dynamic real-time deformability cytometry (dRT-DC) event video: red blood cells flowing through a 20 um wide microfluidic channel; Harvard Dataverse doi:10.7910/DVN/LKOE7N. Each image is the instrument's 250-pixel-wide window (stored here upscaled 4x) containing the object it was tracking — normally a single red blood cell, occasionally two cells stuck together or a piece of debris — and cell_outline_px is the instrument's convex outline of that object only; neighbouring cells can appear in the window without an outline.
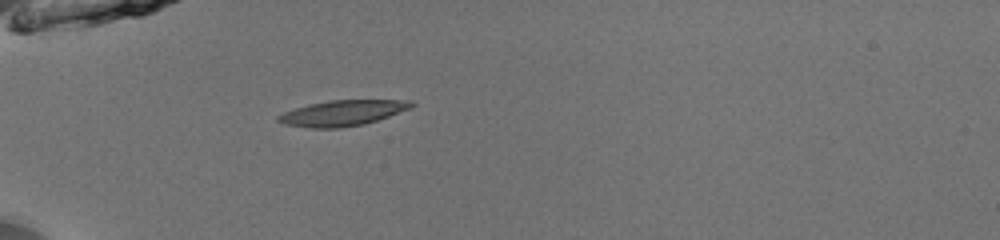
{"species": "common noctule bat (a hibernating species)", "species_latin": "Nyctalus noctula", "temperature_condition": "room temperature", "stored_images_in_passage": 35, "camera_frame_rate_fps": 3000, "um_per_image_px": 0.085, "animal": {"sex": "male", "body_mass_g": 13.0, "forearm_length_mm": 53.1}, "frame": {"image": 1, "passage_image": 1, "time_ms": 0.0, "image_size_px": [1000, 240], "cell_outline_px": [[416, 104], [412, 108], [364, 124], [340, 128], [312, 128], [284, 124], [276, 120], [276, 116], [284, 112], [308, 104], [328, 100], [412, 100]], "centroid_in_image_um": [29.12, 9.6], "position_along_channel_um": 55.9, "area_um2": 19.88}}
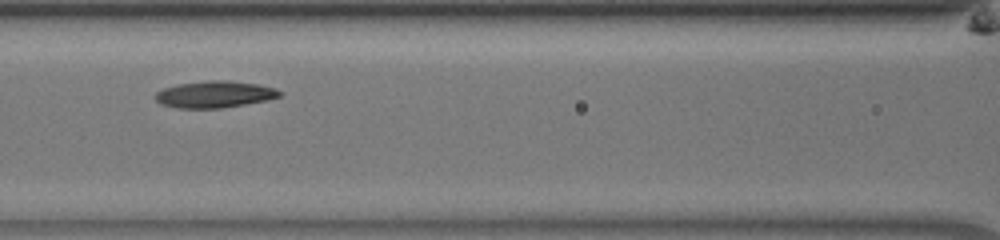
{"frame": {"image": 2, "passage_image": 9, "time_ms": 2.667, "image_size_px": [1000, 240], "cell_outline_px": [[284, 92], [280, 96], [268, 100], [220, 108], [176, 108], [160, 104], [156, 100], [156, 92], [164, 88], [180, 84], [212, 80], [228, 80], [256, 84], [276, 88]], "centroid_in_image_um": [18.27, 8.02], "position_along_channel_um": 148.3, "area_um2": 19.25}}
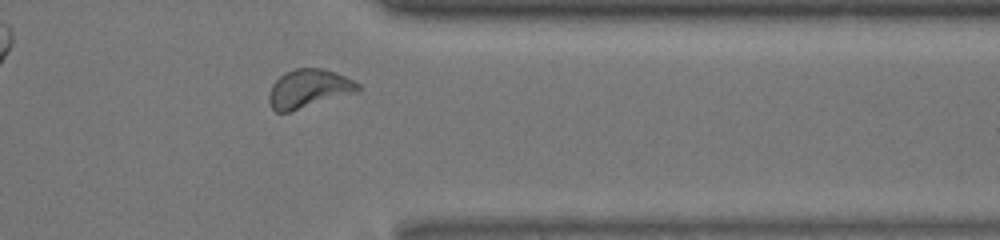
{"frame": {"image": 3, "passage_image": 27, "time_ms": 8.667, "image_size_px": [1000, 240], "cell_outline_px": [[360, 92], [288, 112], [276, 112], [272, 108], [268, 100], [268, 96], [272, 84], [280, 76], [296, 68], [324, 68], [336, 72], [360, 84]], "centroid_in_image_um": [26.27, 7.54], "position_along_channel_um": 385.1, "area_um2": 20.06}, "authors_computed_cell_mechanics": {"area_um2": 19.1318, "velocity_mm_per_s": 3.9776, "shape_relaxation_time_tau1_ms": 2.4635, "shape_relaxation_time_tau2_ms": 2.9247, "deformation_change_tau1": 0.0997, "deformation_change_tau2": 0.0779}}